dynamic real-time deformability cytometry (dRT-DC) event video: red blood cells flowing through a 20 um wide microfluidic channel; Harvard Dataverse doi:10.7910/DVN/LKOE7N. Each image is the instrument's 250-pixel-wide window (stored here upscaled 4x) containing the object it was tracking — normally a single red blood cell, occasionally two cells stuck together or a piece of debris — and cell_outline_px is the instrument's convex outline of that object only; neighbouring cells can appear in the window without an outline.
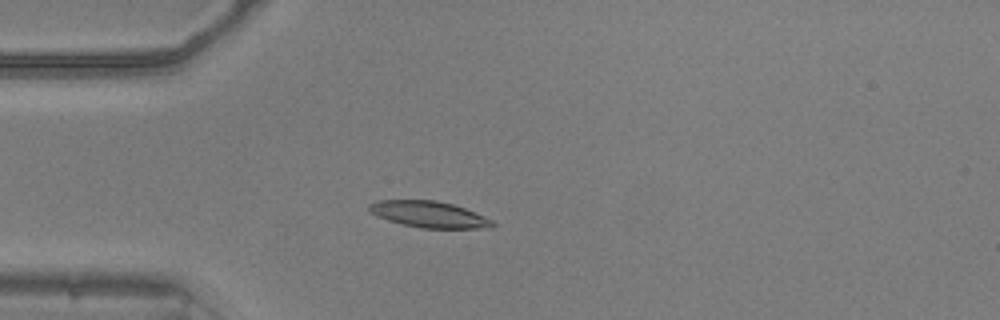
{"species": "common noctule bat (a hibernating species)", "species_latin": "Nyctalus noctula", "temperature_condition": "warm", "stored_images_in_passage": 53, "camera_frame_rate_fps": 3000, "um_per_image_px": 0.085, "animal": {"sex": "male", "body_mass_g": 20.5, "forearm_length_mm": 52.5}, "frame": {"image": 1, "passage_image": 15, "time_ms": 4.667, "image_size_px": [1000, 320], "cell_outline_px": [[496, 224], [492, 228], [420, 228], [388, 220], [376, 216], [368, 212], [368, 204], [376, 200], [436, 200], [452, 204], [464, 208], [484, 216], [492, 220]], "centroid_in_image_um": [36.44, 18.22], "position_along_channel_um": 48.6, "area_um2": 18.96}}
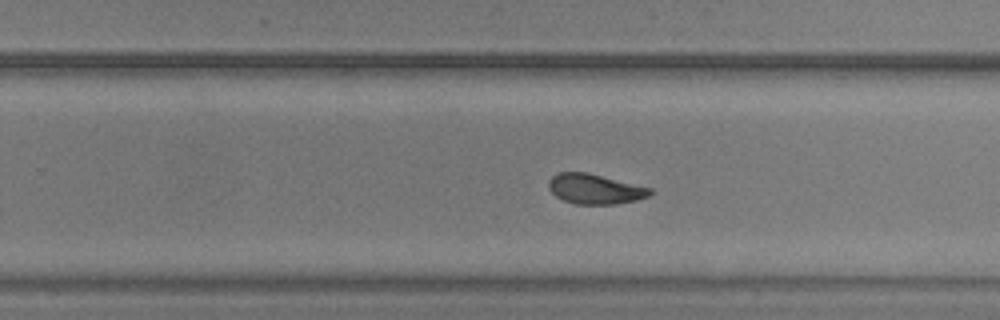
{"frame": {"image": 2, "passage_image": 34, "time_ms": 11.0, "image_size_px": [1000, 320], "cell_outline_px": [[652, 192], [648, 196], [636, 200], [616, 204], [576, 204], [564, 200], [556, 196], [548, 188], [548, 180], [552, 176], [560, 172], [588, 172], [652, 188]], "centroid_in_image_um": [50.56, 16.05], "position_along_channel_um": 279.2, "area_um2": 17.74}}
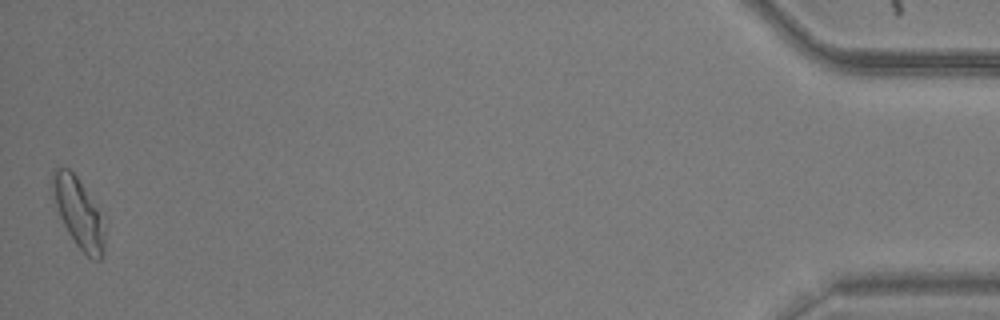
{"frame": {"image": 3, "passage_image": 53, "time_ms": 17.333, "image_size_px": [1000, 320], "cell_outline_px": [[104, 252], [100, 260], [92, 260], [76, 244], [68, 232], [60, 216], [56, 204], [52, 184], [52, 172], [56, 168], [68, 168], [76, 176], [96, 212], [104, 232]], "centroid_in_image_um": [6.64, 18.14], "position_along_channel_um": 428.6, "area_um2": 19.65}, "authors_computed_cell_mechanics": {"area_um2": 18.496, "velocity_mm_per_s": 3.8325, "shape_relaxation_time_tau1_ms": 3.3227, "shape_relaxation_time_tau2_ms": 2.5643, "deformation_change_tau1": 0.1212, "deformation_change_tau2": 0.0921}}